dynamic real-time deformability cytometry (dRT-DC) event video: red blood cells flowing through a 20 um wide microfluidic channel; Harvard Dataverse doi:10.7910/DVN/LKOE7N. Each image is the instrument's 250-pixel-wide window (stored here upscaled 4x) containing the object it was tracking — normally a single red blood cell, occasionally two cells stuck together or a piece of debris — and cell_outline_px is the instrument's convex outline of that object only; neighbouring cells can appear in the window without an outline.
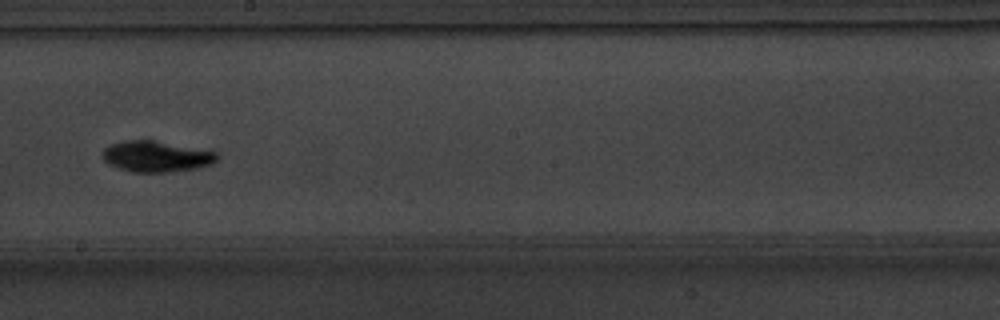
{"species": "common noctule bat (a hibernating species)", "species_latin": "Nyctalus noctula", "temperature_condition": "warm", "stored_images_in_passage": 55, "camera_frame_rate_fps": 3000, "um_per_image_px": 0.085, "animal": {"sex": "male", "body_mass_g": 20.1, "forearm_length_mm": 53.5}, "frame": {"image": 1, "passage_image": 32, "time_ms": 10.333, "image_size_px": [1000, 320], "cell_outline_px": [[220, 156], [212, 164], [200, 168], [168, 172], [132, 172], [108, 164], [100, 156], [100, 152], [108, 144], [124, 140], [148, 140], [216, 152]], "centroid_in_image_um": [13.22, 13.31], "position_along_channel_um": 235.0, "area_um2": 20.63}, "authors_computed_cell_mechanics": {"area_um2": 18.5538, "velocity_mm_per_s": 3.7223, "shape_relaxation_time_tau1_ms": 2.4286, "shape_relaxation_time_tau2_ms": 6.5907, "deformation_change_tau1": 0.1321, "deformation_change_tau2": 0.099}}